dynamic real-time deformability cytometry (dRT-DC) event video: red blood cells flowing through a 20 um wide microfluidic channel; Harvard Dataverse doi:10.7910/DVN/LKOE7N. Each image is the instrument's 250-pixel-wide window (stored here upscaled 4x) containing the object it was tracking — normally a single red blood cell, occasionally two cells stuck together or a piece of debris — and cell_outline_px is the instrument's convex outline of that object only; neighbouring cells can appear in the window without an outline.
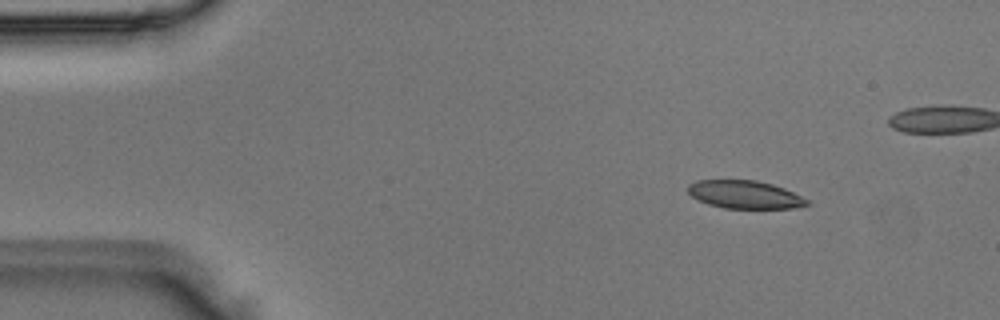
{"species": "Egyptian fruit bat (a non-hibernating species)", "species_latin": "Rousettus aegyptiacus", "temperature_condition": "room temperature", "stored_images_in_passage": 5, "camera_frame_rate_fps": 3000, "um_per_image_px": 0.085, "animal": {"sex": "male"}, "frame": {"image": 1, "passage_image": 2, "time_ms": 0.333, "image_size_px": [1000, 320], "cell_outline_px": [[812, 204], [792, 208], [724, 208], [708, 204], [692, 196], [688, 192], [688, 184], [696, 180], [756, 180], [772, 184], [784, 188], [808, 200]], "centroid_in_image_um": [63.3, 16.53], "position_along_channel_um": 21.7, "area_um2": 19.31}}